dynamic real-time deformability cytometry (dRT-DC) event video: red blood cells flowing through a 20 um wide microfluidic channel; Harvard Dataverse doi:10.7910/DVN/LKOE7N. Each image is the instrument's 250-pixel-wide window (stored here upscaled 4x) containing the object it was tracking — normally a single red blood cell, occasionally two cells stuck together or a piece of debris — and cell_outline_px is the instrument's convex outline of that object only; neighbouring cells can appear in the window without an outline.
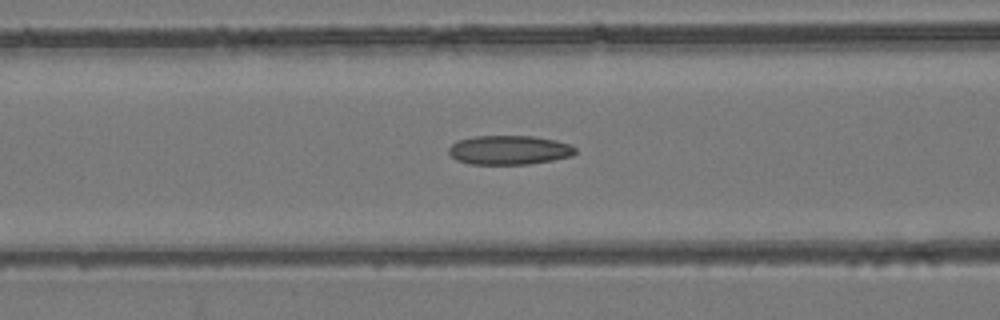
{"species": "common noctule bat (a hibernating species)", "species_latin": "Nyctalus noctula", "temperature_condition": "room temperature", "stored_images_in_passage": 55, "camera_frame_rate_fps": 3000, "um_per_image_px": 0.085, "animal": {"sex": "female", "body_mass_g": 24.6, "forearm_length_mm": 56.2}, "frame": {"image": 1, "passage_image": 23, "time_ms": 7.333, "image_size_px": [1000, 320], "cell_outline_px": [[576, 152], [572, 156], [552, 160], [528, 164], [468, 164], [456, 160], [448, 152], [448, 148], [456, 140], [472, 136], [532, 136], [556, 140], [568, 144], [576, 148]], "centroid_in_image_um": [43.24, 12.75], "position_along_channel_um": 123.4, "area_um2": 21.62}}
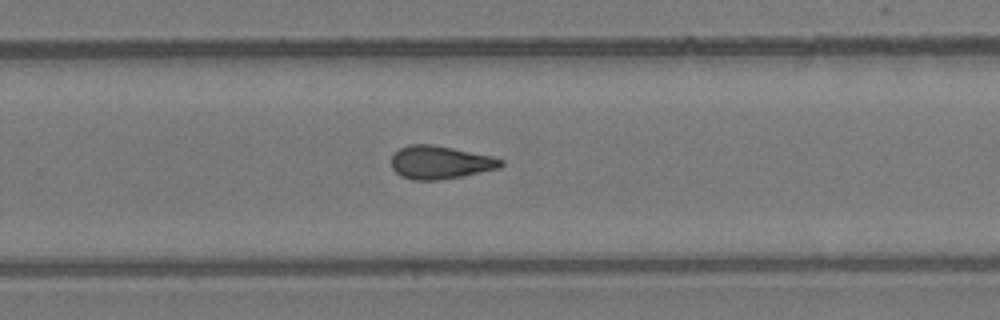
{"frame": {"image": 2, "passage_image": 36, "time_ms": 11.667, "image_size_px": [1000, 320], "cell_outline_px": [[504, 164], [500, 168], [440, 180], [412, 180], [400, 176], [392, 168], [392, 152], [408, 144], [432, 144], [492, 156], [504, 160]], "centroid_in_image_um": [37.39, 13.8], "position_along_channel_um": 292.4, "area_um2": 21.21}}
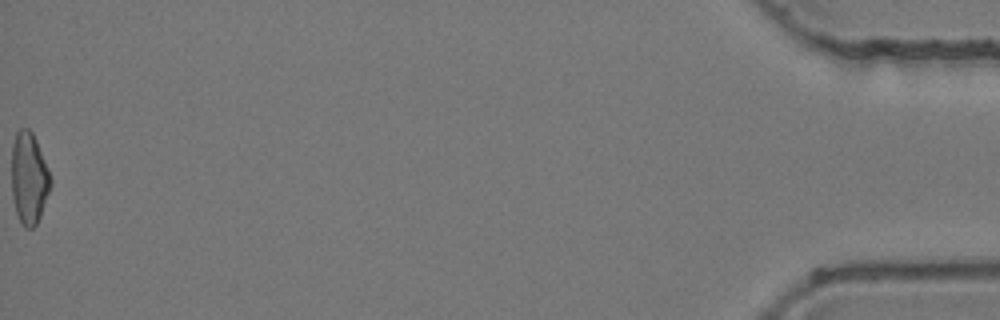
{"frame": {"image": 3, "passage_image": 55, "time_ms": 18.0, "image_size_px": [1000, 320], "cell_outline_px": [[52, 184], [40, 216], [36, 224], [32, 228], [24, 228], [16, 212], [12, 196], [12, 144], [16, 132], [20, 128], [28, 128], [32, 132], [36, 140], [48, 168], [52, 180]], "centroid_in_image_um": [2.46, 15.14], "position_along_channel_um": 432.7, "area_um2": 20.81}, "authors_computed_cell_mechanics": {"area_um2": 21.3282, "velocity_mm_per_s": 3.91, "shape_relaxation_time_tau1_ms": null, "shape_relaxation_time_tau2_ms": 4.4847, "deformation_change_tau1": null, "deformation_change_tau2": 0.1216}}